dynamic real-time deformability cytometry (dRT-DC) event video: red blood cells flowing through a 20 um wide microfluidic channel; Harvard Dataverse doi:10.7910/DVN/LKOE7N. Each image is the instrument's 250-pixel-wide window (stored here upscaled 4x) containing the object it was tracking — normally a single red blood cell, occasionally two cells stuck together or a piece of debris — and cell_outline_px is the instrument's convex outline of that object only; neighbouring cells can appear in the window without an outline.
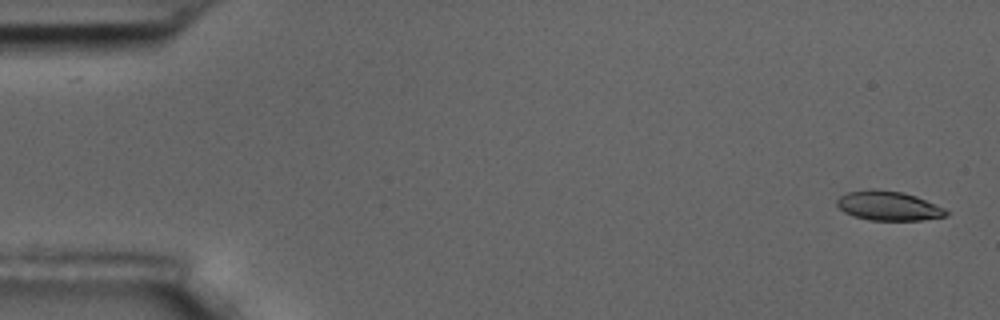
{"species": "common noctule bat (a hibernating species)", "species_latin": "Nyctalus noctula", "temperature_condition": "room temperature", "stored_images_in_passage": 57, "camera_frame_rate_fps": 3000, "um_per_image_px": 0.085, "animal": {"sex": "male", "body_mass_g": 17.5, "forearm_length_mm": 52.3}, "frame": {"image": 1, "passage_image": 1, "time_ms": 0.0, "image_size_px": [1000, 320], "cell_outline_px": [[948, 216], [920, 220], [868, 220], [852, 216], [844, 212], [836, 204], [836, 200], [840, 196], [848, 192], [872, 188], [904, 192], [916, 196], [944, 208], [948, 212]], "centroid_in_image_um": [75.49, 17.49], "position_along_channel_um": 9.5, "area_um2": 18.79}}
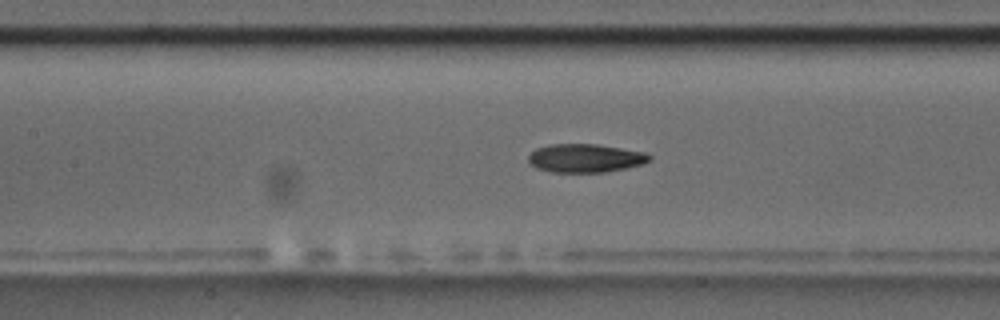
{"frame": {"image": 2, "passage_image": 25, "time_ms": 8.0, "image_size_px": [1000, 320], "cell_outline_px": [[652, 160], [644, 164], [628, 168], [604, 172], [548, 172], [536, 168], [528, 160], [528, 156], [536, 148], [552, 144], [596, 144], [644, 152], [652, 156]], "centroid_in_image_um": [49.78, 13.45], "position_along_channel_um": 157.6, "area_um2": 20.17}}
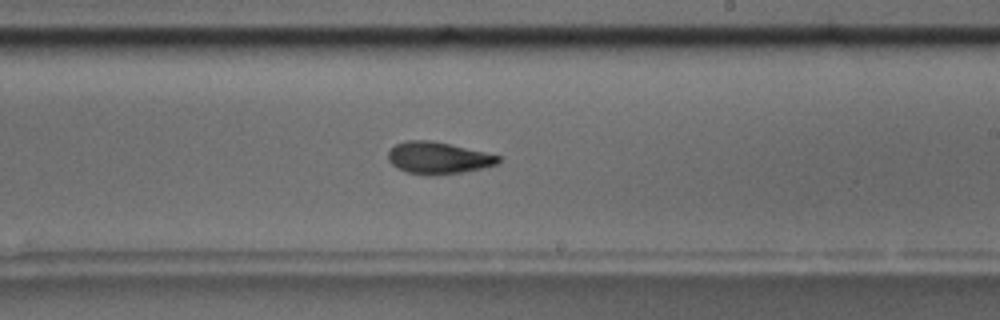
{"frame": {"image": 3, "passage_image": 33, "time_ms": 10.667, "image_size_px": [1000, 320], "cell_outline_px": [[500, 164], [464, 172], [432, 176], [428, 176], [408, 172], [396, 168], [388, 160], [388, 152], [396, 144], [408, 140], [428, 140], [448, 144], [484, 152], [500, 156]], "centroid_in_image_um": [37.24, 13.44], "position_along_channel_um": 251.8, "area_um2": 20.46}, "authors_computed_cell_mechanics": {"area_um2": 20.1144, "velocity_mm_per_s": 3.5508, "shape_relaxation_time_tau1_ms": null, "shape_relaxation_time_tau2_ms": 3.1826, "deformation_change_tau1": null, "deformation_change_tau2": 0.1016}}